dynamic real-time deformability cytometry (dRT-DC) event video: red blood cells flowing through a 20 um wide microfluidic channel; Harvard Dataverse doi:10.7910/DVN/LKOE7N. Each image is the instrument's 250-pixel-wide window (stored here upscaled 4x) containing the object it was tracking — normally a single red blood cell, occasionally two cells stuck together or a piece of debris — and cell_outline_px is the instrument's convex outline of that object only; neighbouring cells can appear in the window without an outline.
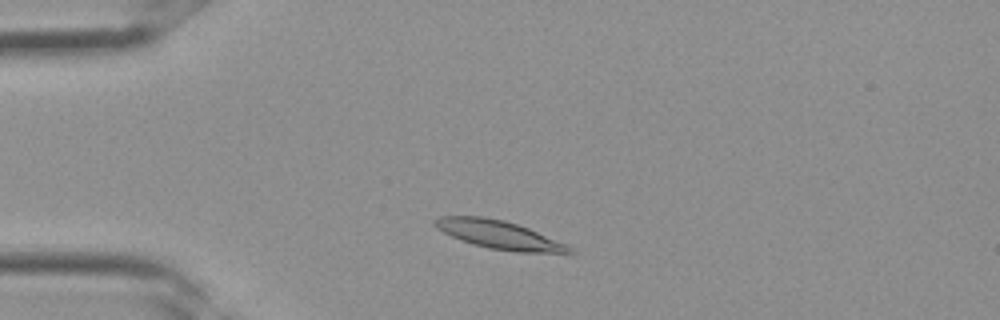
{"species": "Egyptian fruit bat (a non-hibernating species)", "species_latin": "Rousettus aegyptiacus", "temperature_condition": "room temperature", "stored_images_in_passage": 2, "camera_frame_rate_fps": 3000, "um_per_image_px": 0.085, "frame": {"image": 1, "passage_image": 1, "time_ms": 0.0, "image_size_px": [1000, 320], "cell_outline_px": [[580, 252], [520, 252], [488, 248], [472, 244], [460, 240], [436, 228], [432, 224], [432, 220], [440, 216], [480, 216], [504, 220], [528, 228], [568, 244]], "centroid_in_image_um": [42.41, 19.95], "position_along_channel_um": 42.6, "area_um2": 22.2}}